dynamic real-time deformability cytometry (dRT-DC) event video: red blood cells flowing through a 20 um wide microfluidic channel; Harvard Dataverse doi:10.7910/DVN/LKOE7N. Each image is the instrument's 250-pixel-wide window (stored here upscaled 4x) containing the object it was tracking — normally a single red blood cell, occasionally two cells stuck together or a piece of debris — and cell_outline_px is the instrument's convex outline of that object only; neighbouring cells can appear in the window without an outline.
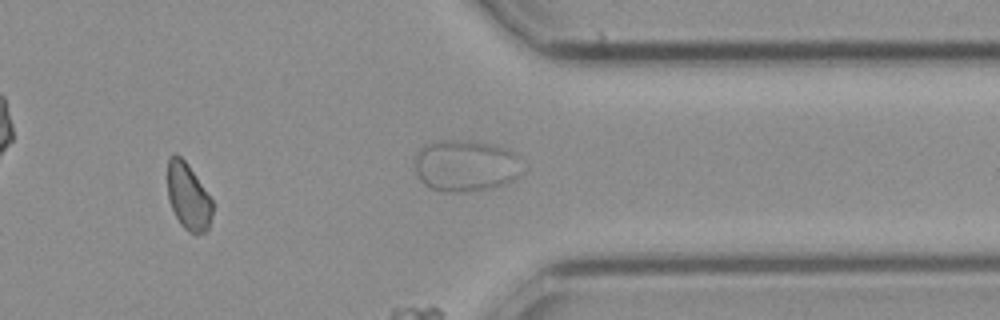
{"species": "common noctule bat (a hibernating species)", "species_latin": "Nyctalus noctula", "temperature_condition": "cold", "stored_images_in_passage": 28, "camera_frame_rate_fps": 3000, "um_per_image_px": 0.085, "animal": {"sex": "female", "body_mass_g": 21.9}, "frame": {"image": 1, "passage_image": 23, "time_ms": 7.333, "image_size_px": [1000, 320], "cell_outline_px": [[212, 212], [208, 228], [204, 232], [196, 236], [188, 232], [180, 224], [168, 200], [168, 156], [176, 152], [188, 164], [212, 200]], "centroid_in_image_um": [15.98, 16.72], "position_along_channel_um": 395.4, "area_um2": 17.46}}